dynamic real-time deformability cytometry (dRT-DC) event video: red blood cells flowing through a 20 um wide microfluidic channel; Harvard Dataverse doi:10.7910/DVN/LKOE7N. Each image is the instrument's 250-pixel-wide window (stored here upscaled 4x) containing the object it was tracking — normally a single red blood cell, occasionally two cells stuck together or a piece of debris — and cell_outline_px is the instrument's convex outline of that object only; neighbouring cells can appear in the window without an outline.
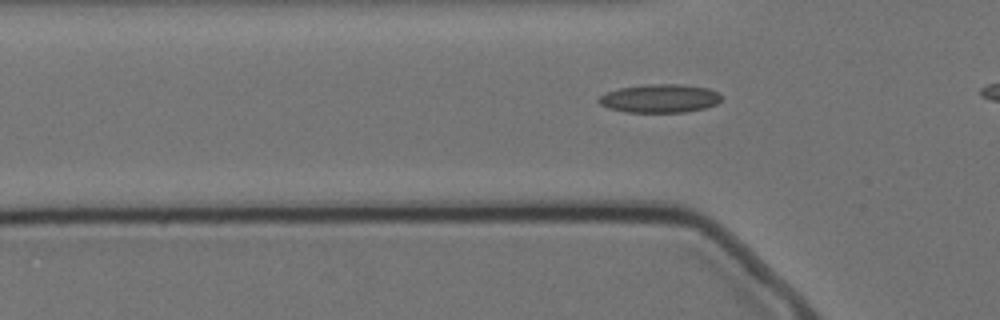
{"species": "Egyptian fruit bat (a non-hibernating species)", "species_latin": "Rousettus aegyptiacus", "temperature_condition": "cold", "stored_images_in_passage": 38, "camera_frame_rate_fps": 3000, "um_per_image_px": 0.085, "animal": {"sex": "female"}, "frame": {"image": 1, "passage_image": 10, "time_ms": 3.0, "image_size_px": [1000, 320], "cell_outline_px": [[720, 100], [716, 104], [704, 108], [684, 112], [624, 112], [608, 108], [600, 104], [596, 100], [604, 92], [620, 88], [648, 84], [680, 84], [708, 88], [716, 92], [720, 96]], "centroid_in_image_um": [56.02, 8.37], "position_along_channel_um": 69.8, "area_um2": 20.29}}
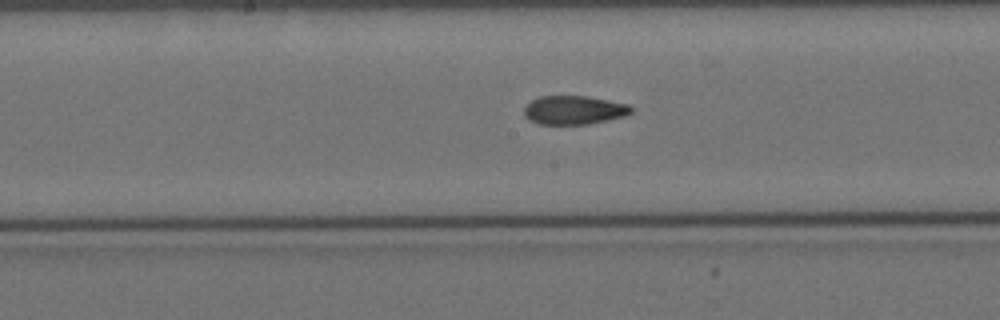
{"frame": {"image": 2, "passage_image": 21, "time_ms": 6.667, "image_size_px": [1000, 320], "cell_outline_px": [[632, 112], [624, 116], [608, 120], [588, 124], [540, 124], [528, 120], [524, 116], [524, 108], [532, 100], [540, 96], [588, 96], [628, 104], [632, 108]], "centroid_in_image_um": [48.78, 9.36], "position_along_channel_um": 199.4, "area_um2": 17.92}}
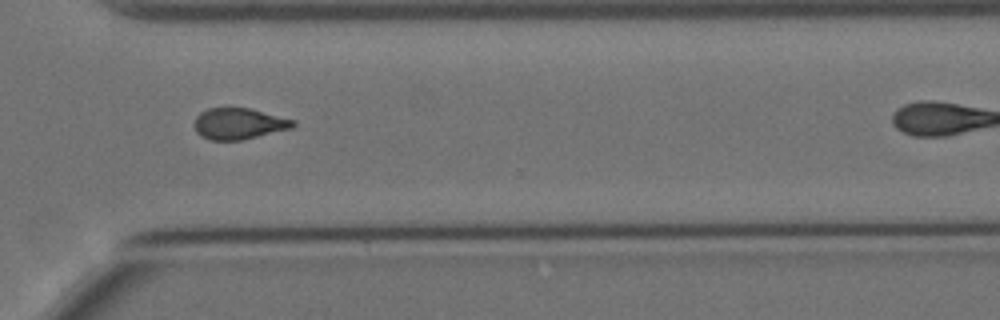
{"frame": {"image": 3, "passage_image": 34, "time_ms": 11.0, "image_size_px": [1000, 320], "cell_outline_px": [[296, 124], [292, 128], [244, 140], [208, 140], [200, 136], [196, 132], [196, 116], [200, 112], [208, 108], [248, 108], [296, 120]], "centroid_in_image_um": [20.31, 10.52], "position_along_channel_um": 350.3, "area_um2": 17.98}}